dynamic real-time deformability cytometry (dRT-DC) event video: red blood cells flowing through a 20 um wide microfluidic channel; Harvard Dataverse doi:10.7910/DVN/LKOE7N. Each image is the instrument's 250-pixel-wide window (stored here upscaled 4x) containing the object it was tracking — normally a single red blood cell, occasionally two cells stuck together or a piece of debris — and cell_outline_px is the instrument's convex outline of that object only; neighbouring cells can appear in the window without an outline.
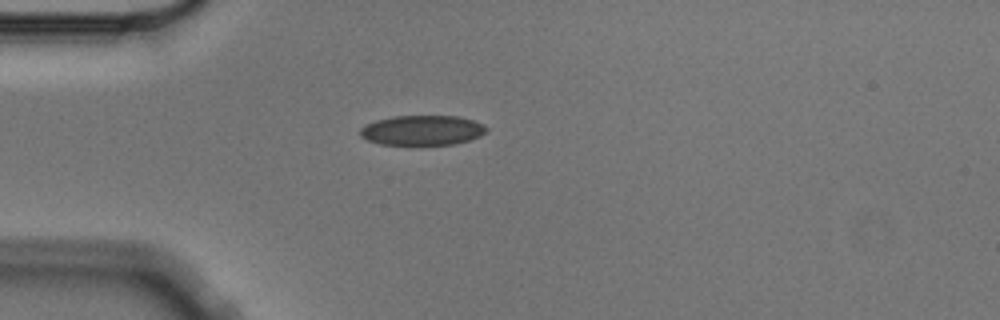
{"species": "Egyptian fruit bat (a non-hibernating species)", "species_latin": "Rousettus aegyptiacus", "temperature_condition": "cold", "stored_images_in_passage": 2, "camera_frame_rate_fps": 3000, "um_per_image_px": 0.085, "animal": {"sex": "male"}, "frame": {"image": 1, "passage_image": 2, "time_ms": 0.333, "image_size_px": [1000, 320], "cell_outline_px": [[488, 132], [480, 136], [468, 140], [452, 144], [380, 144], [368, 140], [360, 136], [360, 128], [364, 124], [376, 120], [392, 116], [456, 116], [472, 120], [484, 124], [488, 128]], "centroid_in_image_um": [35.88, 11.06], "position_along_channel_um": 49.1, "area_um2": 21.96}}